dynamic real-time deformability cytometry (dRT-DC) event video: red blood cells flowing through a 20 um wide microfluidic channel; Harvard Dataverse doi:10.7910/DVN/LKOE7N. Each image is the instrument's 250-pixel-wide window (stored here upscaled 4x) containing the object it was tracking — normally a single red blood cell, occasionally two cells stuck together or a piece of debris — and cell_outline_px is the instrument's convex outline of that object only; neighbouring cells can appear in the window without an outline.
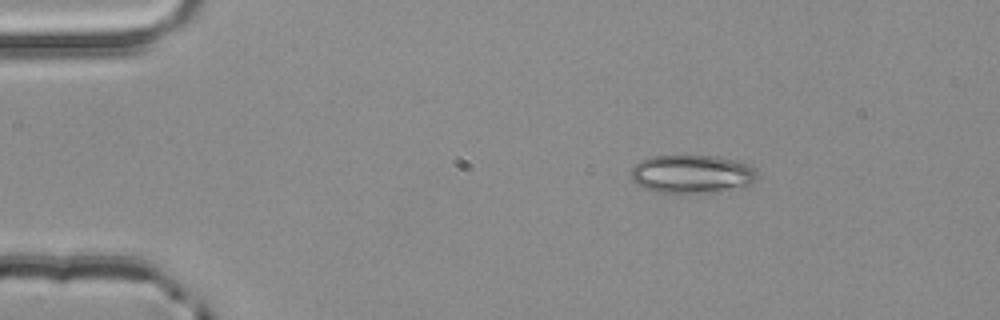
{"species": "common noctule bat (a hibernating species)", "species_latin": "Nyctalus noctula", "temperature_condition": "room temperature", "stored_images_in_passage": 3, "camera_frame_rate_fps": 3000, "um_per_image_px": 0.085, "animal": {"sex": "male", "body_mass_g": 20.4}, "frame": {"image": 1, "passage_image": 1, "time_ms": 0.0, "image_size_px": [1000, 320], "cell_outline_px": [[756, 180], [744, 188], [736, 192], [676, 196], [656, 192], [644, 188], [632, 180], [632, 168], [640, 160], [652, 156], [716, 156], [748, 164], [756, 172]], "centroid_in_image_um": [58.85, 14.88], "position_along_channel_um": 26.1, "area_um2": 29.48}}